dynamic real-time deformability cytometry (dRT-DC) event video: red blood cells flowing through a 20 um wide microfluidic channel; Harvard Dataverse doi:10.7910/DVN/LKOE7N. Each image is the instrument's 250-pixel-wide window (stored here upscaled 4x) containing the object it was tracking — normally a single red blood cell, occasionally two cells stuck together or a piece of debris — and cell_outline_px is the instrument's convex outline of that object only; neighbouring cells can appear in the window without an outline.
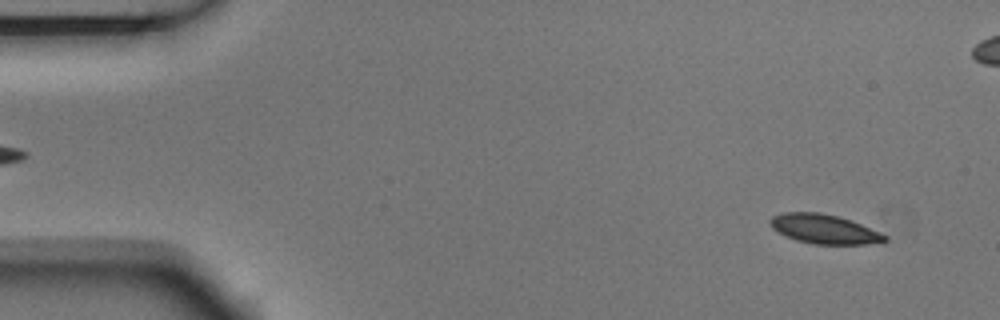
{"species": "Egyptian fruit bat (a non-hibernating species)", "species_latin": "Rousettus aegyptiacus", "temperature_condition": "room temperature", "stored_images_in_passage": 5, "camera_frame_rate_fps": 3000, "um_per_image_px": 0.085, "animal": {"sex": "male"}, "frame": {"image": 1, "passage_image": 1, "time_ms": 0.0, "image_size_px": [1000, 320], "cell_outline_px": [[888, 240], [864, 244], [812, 244], [796, 240], [772, 228], [768, 224], [768, 220], [772, 216], [784, 212], [820, 212], [852, 220], [880, 232], [888, 236]], "centroid_in_image_um": [70.04, 19.46], "position_along_channel_um": 15.0, "area_um2": 19.54}}